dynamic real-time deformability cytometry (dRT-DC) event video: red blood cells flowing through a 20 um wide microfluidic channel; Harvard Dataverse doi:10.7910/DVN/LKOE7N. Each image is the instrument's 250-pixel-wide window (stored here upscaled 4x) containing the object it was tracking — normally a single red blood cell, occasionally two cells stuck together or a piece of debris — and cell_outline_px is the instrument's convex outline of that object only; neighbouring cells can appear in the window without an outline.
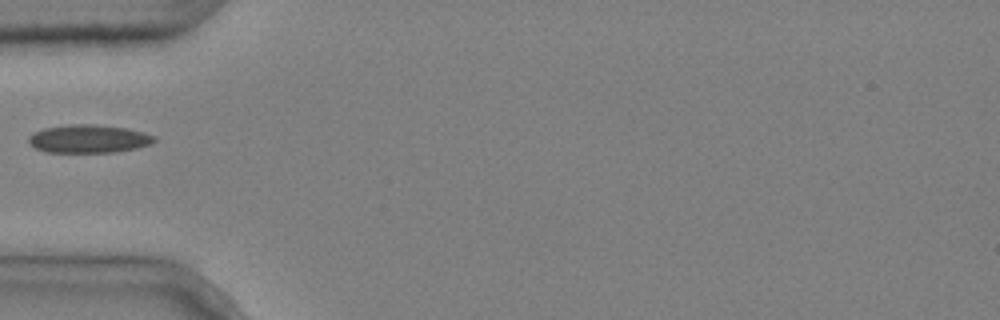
{"species": "common noctule bat (a hibernating species)", "species_latin": "Nyctalus noctula", "temperature_condition": "cold", "stored_images_in_passage": 2, "camera_frame_rate_fps": 3000, "um_per_image_px": 0.085, "animal": {"sex": "male", "body_mass_g": 20.4}, "frame": {"image": 1, "passage_image": 1, "time_ms": 0.0, "image_size_px": [1000, 320], "cell_outline_px": [[156, 140], [152, 144], [136, 148], [116, 152], [44, 152], [36, 148], [28, 140], [28, 136], [32, 132], [44, 128], [72, 124], [92, 124], [128, 128], [144, 132], [156, 136]], "centroid_in_image_um": [7.56, 11.79], "position_along_channel_um": 77.4, "area_um2": 20.75}}